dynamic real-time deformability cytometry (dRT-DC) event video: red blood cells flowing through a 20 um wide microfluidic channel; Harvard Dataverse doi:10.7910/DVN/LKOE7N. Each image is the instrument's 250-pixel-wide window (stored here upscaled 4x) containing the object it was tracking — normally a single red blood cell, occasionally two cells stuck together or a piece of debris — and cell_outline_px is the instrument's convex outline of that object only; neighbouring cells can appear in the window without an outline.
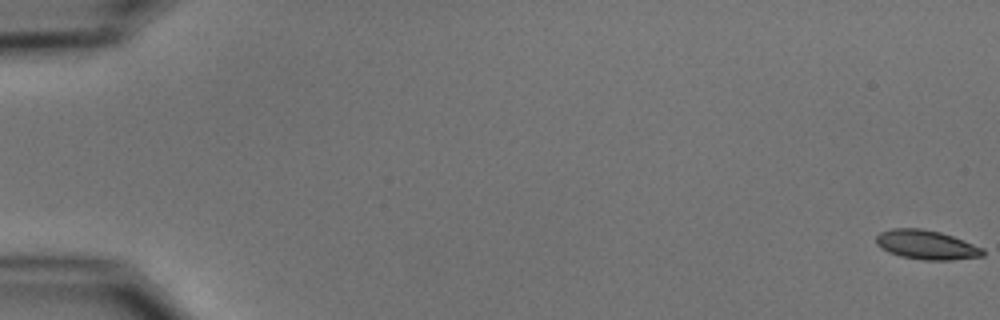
{"species": "common noctule bat (a hibernating species)", "species_latin": "Nyctalus noctula", "temperature_condition": "cold", "stored_images_in_passage": 7, "camera_frame_rate_fps": 3000, "um_per_image_px": 0.085, "animal": {"sex": "male", "body_mass_g": 15.6}, "frame": {"image": 1, "passage_image": 1, "time_ms": 0.0, "image_size_px": [1000, 320], "cell_outline_px": [[984, 256], [952, 260], [924, 260], [900, 256], [888, 252], [880, 248], [876, 244], [876, 236], [880, 232], [892, 228], [920, 228], [940, 232], [952, 236], [984, 248]], "centroid_in_image_um": [78.73, 20.81], "position_along_channel_um": 6.3, "area_um2": 18.26}}
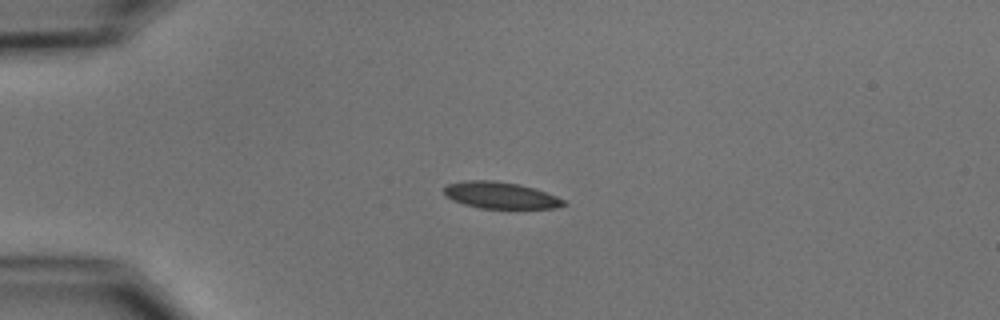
{"frame": {"image": 2, "passage_image": 5, "time_ms": 4.667, "image_size_px": [1000, 320], "cell_outline_px": [[568, 204], [552, 208], [480, 208], [464, 204], [452, 200], [444, 196], [444, 188], [448, 184], [464, 180], [492, 180], [520, 184], [536, 188], [556, 196], [564, 200]], "centroid_in_image_um": [42.52, 16.59], "position_along_channel_um": 42.5, "area_um2": 18.61}}